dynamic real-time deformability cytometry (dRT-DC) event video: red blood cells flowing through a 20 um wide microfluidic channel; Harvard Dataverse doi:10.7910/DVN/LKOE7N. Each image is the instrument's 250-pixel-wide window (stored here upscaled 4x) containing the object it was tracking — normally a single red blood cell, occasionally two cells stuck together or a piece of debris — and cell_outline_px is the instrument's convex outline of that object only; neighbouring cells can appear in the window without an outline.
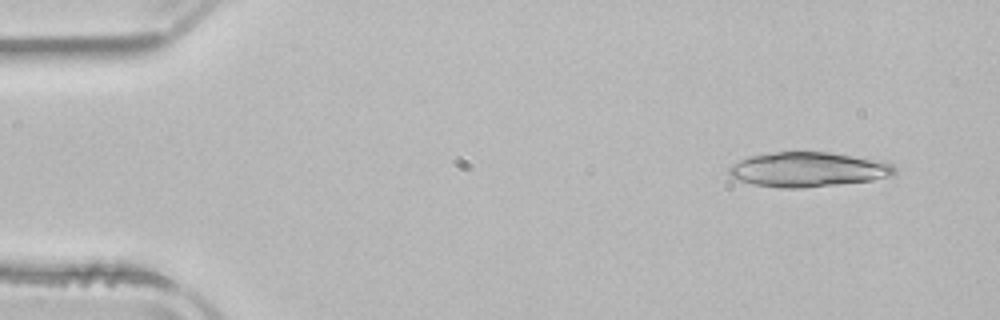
{"species": "common noctule bat (a hibernating species)", "species_latin": "Nyctalus noctula", "temperature_condition": "room temperature", "stored_images_in_passage": 20, "camera_frame_rate_fps": 3000, "um_per_image_px": 0.085, "animal": {"sex": "male", "body_mass_g": 21.5, "forearm_length_mm": 52.0}, "frame": {"image": 1, "passage_image": 4, "time_ms": 1.0, "image_size_px": [1000, 320], "cell_outline_px": [[896, 172], [892, 176], [872, 180], [840, 184], [804, 188], [780, 188], [752, 184], [728, 176], [728, 168], [732, 164], [748, 156], [776, 152], [828, 152], [884, 160], [892, 164], [896, 168]], "centroid_in_image_um": [68.71, 14.41], "position_along_channel_um": 16.3, "area_um2": 33.81}}